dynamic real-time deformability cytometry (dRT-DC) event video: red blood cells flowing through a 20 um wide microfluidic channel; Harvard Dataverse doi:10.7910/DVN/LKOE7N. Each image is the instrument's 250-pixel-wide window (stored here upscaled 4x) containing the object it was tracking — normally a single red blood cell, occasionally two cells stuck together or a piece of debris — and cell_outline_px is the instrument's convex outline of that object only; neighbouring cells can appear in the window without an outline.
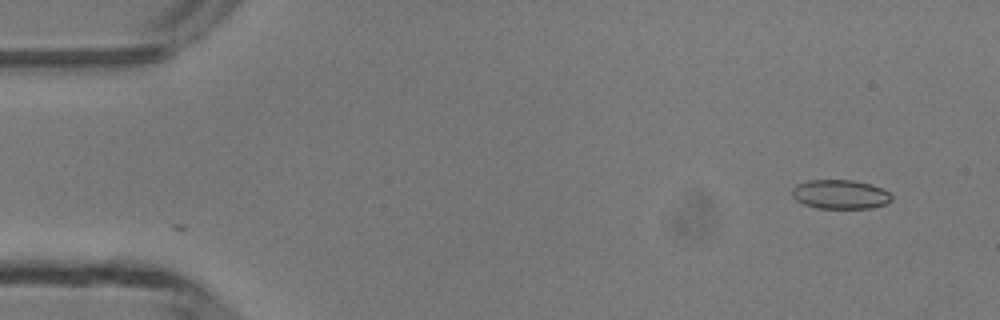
{"species": "common noctule bat (a hibernating species)", "species_latin": "Nyctalus noctula", "temperature_condition": "room temperature", "stored_images_in_passage": 4, "camera_frame_rate_fps": 3000, "um_per_image_px": 0.085, "animal": {"sex": "male", "body_mass_g": 13.3}, "frame": {"image": 1, "passage_image": 1, "time_ms": 0.0, "image_size_px": [1000, 320], "cell_outline_px": [[892, 200], [884, 204], [872, 208], [816, 208], [804, 204], [796, 200], [792, 196], [792, 188], [796, 184], [808, 180], [852, 180], [872, 184], [888, 192], [892, 196]], "centroid_in_image_um": [71.39, 16.51], "position_along_channel_um": 13.6, "area_um2": 16.94}}
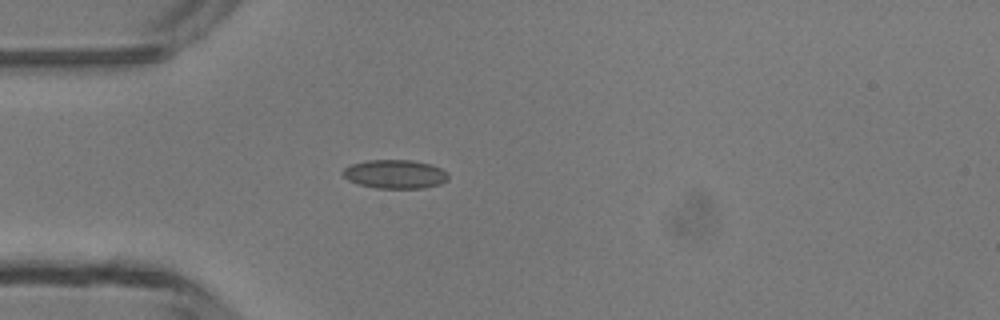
{"frame": {"image": 2, "passage_image": 4, "time_ms": 3.333, "image_size_px": [1000, 320], "cell_outline_px": [[448, 180], [440, 184], [424, 188], [376, 188], [360, 184], [348, 180], [340, 172], [344, 168], [352, 164], [368, 160], [412, 160], [432, 164], [448, 172]], "centroid_in_image_um": [33.6, 14.8], "position_along_channel_um": 51.4, "area_um2": 17.74}}